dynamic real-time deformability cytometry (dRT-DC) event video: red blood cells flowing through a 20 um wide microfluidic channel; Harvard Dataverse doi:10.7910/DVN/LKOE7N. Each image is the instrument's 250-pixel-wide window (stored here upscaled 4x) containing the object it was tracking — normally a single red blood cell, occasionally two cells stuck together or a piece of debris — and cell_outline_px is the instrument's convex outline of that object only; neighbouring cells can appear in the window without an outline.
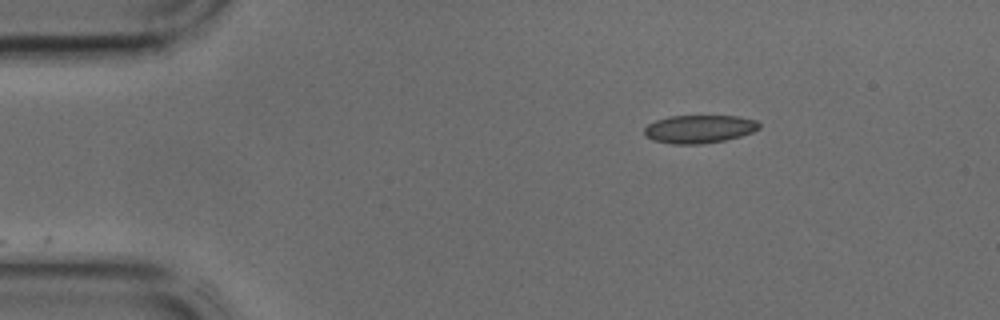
{"species": "common noctule bat (a hibernating species)", "species_latin": "Nyctalus noctula", "temperature_condition": "cold", "stored_images_in_passage": 17, "camera_frame_rate_fps": 3000, "um_per_image_px": 0.085, "animal": {"sex": "male", "body_mass_g": 17.9, "forearm_length_mm": 54.2}, "frame": {"image": 1, "passage_image": 1, "time_ms": 0.0, "image_size_px": [1000, 320], "cell_outline_px": [[760, 128], [752, 132], [740, 136], [724, 140], [700, 144], [672, 144], [652, 140], [644, 136], [644, 128], [648, 124], [656, 120], [668, 116], [736, 116], [756, 120], [760, 124]], "centroid_in_image_um": [59.4, 10.97], "position_along_channel_um": 25.6, "area_um2": 18.84}}
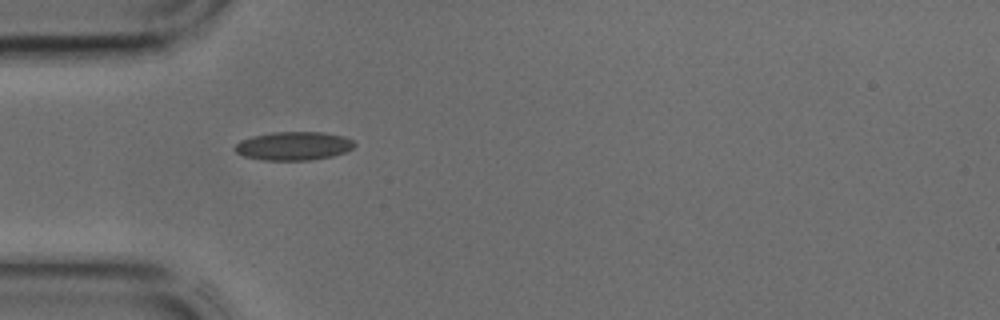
{"frame": {"image": 2, "passage_image": 7, "time_ms": 2.0, "image_size_px": [1000, 320], "cell_outline_px": [[356, 144], [352, 148], [344, 152], [332, 156], [312, 160], [264, 160], [244, 156], [236, 152], [232, 148], [240, 140], [252, 136], [272, 132], [320, 132], [344, 136], [352, 140]], "centroid_in_image_um": [24.93, 12.4], "position_along_channel_um": 60.1, "area_um2": 19.88}}
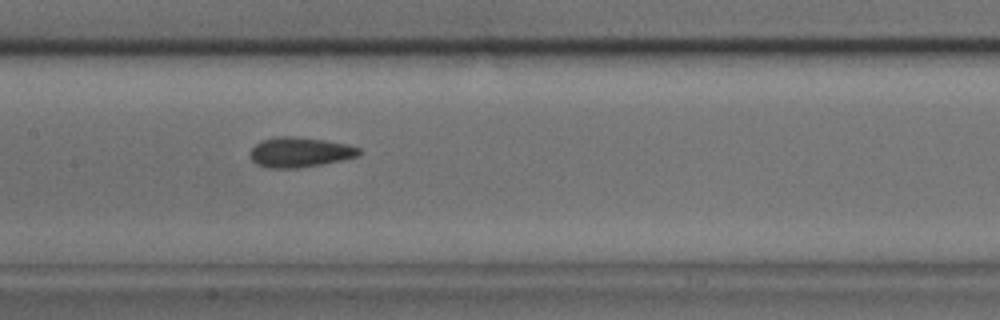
{"frame": {"image": 3, "passage_image": 15, "time_ms": 4.667, "image_size_px": [1000, 320], "cell_outline_px": [[360, 156], [320, 164], [296, 168], [268, 168], [256, 164], [248, 156], [248, 152], [260, 140], [276, 136], [292, 136], [324, 140], [348, 144], [360, 148]], "centroid_in_image_um": [25.44, 12.93], "position_along_channel_um": 182.0, "area_um2": 19.13}}